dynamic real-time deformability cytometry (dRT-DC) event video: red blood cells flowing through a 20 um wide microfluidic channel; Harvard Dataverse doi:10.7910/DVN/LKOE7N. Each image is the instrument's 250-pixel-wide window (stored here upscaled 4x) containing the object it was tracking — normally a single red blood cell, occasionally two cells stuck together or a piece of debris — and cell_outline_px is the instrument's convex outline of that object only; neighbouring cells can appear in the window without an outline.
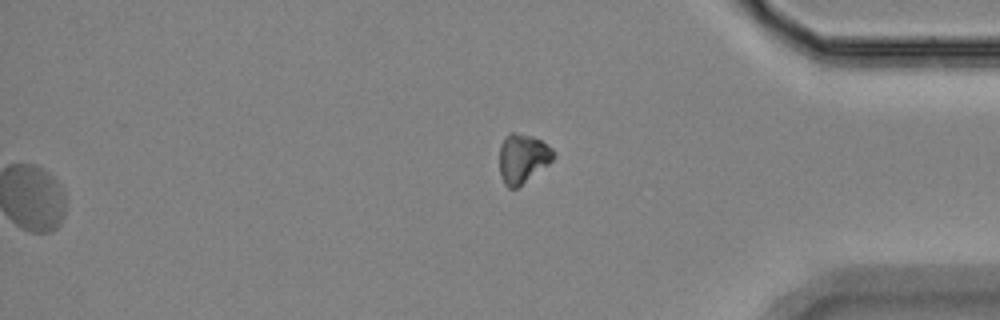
{"species": "Egyptian fruit bat (a non-hibernating species)", "species_latin": "Rousettus aegyptiacus", "temperature_condition": "room temperature", "stored_images_in_passage": 58, "segment_of_instrument_passage": [2, 2], "camera_frame_rate_fps": 3000, "um_per_image_px": 0.085, "animal": {"sex": "female"}, "frame": {"image": 1, "passage_image": 58, "time_ms": 19.0, "image_size_px": [1000, 320], "cell_outline_px": [[556, 156], [548, 164], [516, 188], [508, 188], [504, 184], [500, 176], [500, 148], [504, 136], [508, 132], [512, 132], [532, 136], [540, 140], [552, 148]], "centroid_in_image_um": [44.41, 13.45], "position_along_channel_um": 390.8, "area_um2": 15.37}}